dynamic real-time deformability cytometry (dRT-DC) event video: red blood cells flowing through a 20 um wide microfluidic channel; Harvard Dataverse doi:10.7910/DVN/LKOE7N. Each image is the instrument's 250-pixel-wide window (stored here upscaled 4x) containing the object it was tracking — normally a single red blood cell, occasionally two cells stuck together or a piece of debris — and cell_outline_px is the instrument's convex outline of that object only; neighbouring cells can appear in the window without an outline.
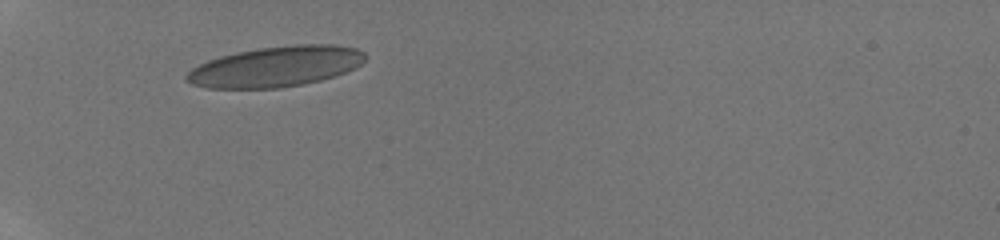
{"species": "human", "species_latin": "Homo sapiens", "temperature_condition": "room temperature", "stored_images_in_passage": 35, "camera_frame_rate_fps": 3000, "um_per_image_px": 0.085, "donor": {"sex": "male"}, "frame": {"image": 1, "passage_image": 1, "time_ms": 0.0, "image_size_px": [1000, 240], "cell_outline_px": [[368, 56], [356, 68], [336, 76], [304, 84], [280, 88], [204, 88], [192, 84], [184, 80], [184, 76], [192, 68], [208, 60], [220, 56], [260, 48], [296, 44], [332, 44], [356, 48], [364, 52]], "centroid_in_image_um": [23.46, 5.66], "position_along_channel_um": 61.5, "area_um2": 42.25}}
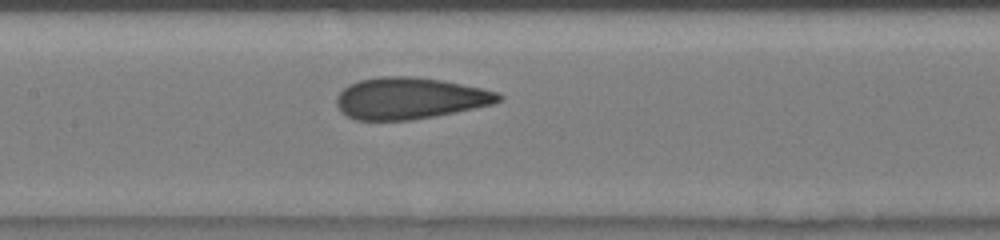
{"frame": {"image": 2, "passage_image": 11, "time_ms": 3.333, "image_size_px": [1000, 240], "cell_outline_px": [[504, 100], [492, 104], [412, 120], [356, 120], [340, 112], [336, 104], [336, 96], [348, 84], [360, 80], [380, 76], [412, 76], [440, 80], [480, 88], [496, 92], [504, 96]], "centroid_in_image_um": [34.78, 8.35], "position_along_channel_um": 172.6, "area_um2": 39.02}}
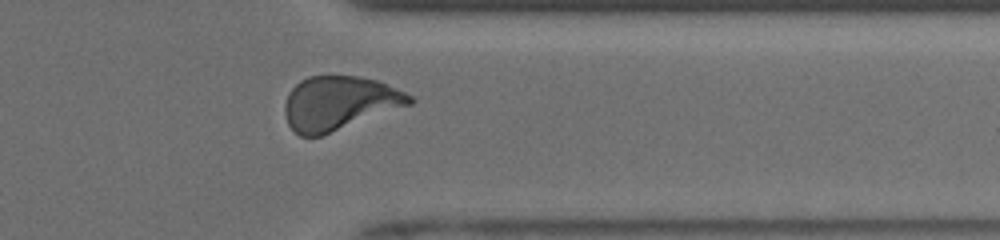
{"frame": {"image": 3, "passage_image": 27, "time_ms": 8.667, "image_size_px": [1000, 240], "cell_outline_px": [[416, 100], [412, 104], [320, 136], [300, 136], [288, 124], [284, 112], [284, 104], [288, 92], [300, 80], [308, 76], [360, 76], [376, 80], [404, 92], [412, 96]], "centroid_in_image_um": [28.81, 8.76], "position_along_channel_um": 382.6, "area_um2": 39.02}, "authors_computed_cell_mechanics": {"area_um2": 39.015, "velocity_mm_per_s": 3.9487, "shape_relaxation_time_tau1_ms": 7.4559, "shape_relaxation_time_tau2_ms": 0.7884, "deformation_change_tau1": 0.207, "deformation_change_tau2": 0.071}}